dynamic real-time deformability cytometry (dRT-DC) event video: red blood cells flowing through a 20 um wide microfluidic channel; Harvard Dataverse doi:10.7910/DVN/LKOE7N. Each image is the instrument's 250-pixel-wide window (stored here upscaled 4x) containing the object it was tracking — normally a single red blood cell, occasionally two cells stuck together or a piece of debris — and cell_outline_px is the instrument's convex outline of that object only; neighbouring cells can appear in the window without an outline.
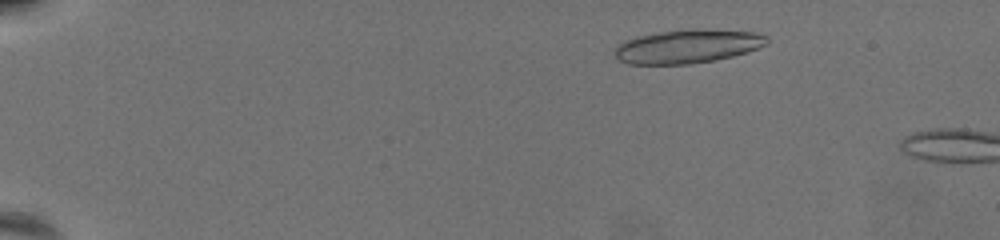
{"species": "common noctule bat (a hibernating species)", "species_latin": "Nyctalus noctula", "temperature_condition": "warm", "stored_images_in_passage": 18, "camera_frame_rate_fps": 3000, "um_per_image_px": 0.085, "animal": {"sex": "female", "body_mass_g": 19.5, "forearm_length_mm": 54.1}, "frame": {"image": 1, "passage_image": 8, "time_ms": 2.333, "image_size_px": [1000, 240], "cell_outline_px": [[768, 44], [748, 52], [716, 60], [688, 64], [628, 64], [616, 60], [612, 52], [616, 44], [624, 40], [636, 36], [660, 32], [756, 32], [768, 36]], "centroid_in_image_um": [58.33, 4.0], "position_along_channel_um": 26.7, "area_um2": 29.02}}